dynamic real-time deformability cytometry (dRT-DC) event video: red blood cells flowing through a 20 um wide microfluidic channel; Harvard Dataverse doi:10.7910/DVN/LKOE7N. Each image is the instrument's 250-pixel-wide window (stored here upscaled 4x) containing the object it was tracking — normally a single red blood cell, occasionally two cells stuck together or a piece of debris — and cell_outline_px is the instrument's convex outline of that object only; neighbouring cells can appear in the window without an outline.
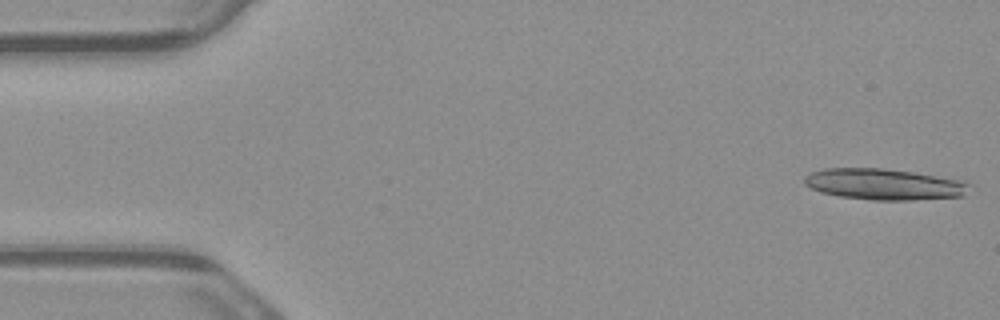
{"species": "common noctule bat (a hibernating species)", "species_latin": "Nyctalus noctula", "temperature_condition": "warm", "stored_images_in_passage": 4, "camera_frame_rate_fps": 3000, "um_per_image_px": 0.085, "animal": {"sex": "male", "body_mass_g": 23.1, "forearm_length_mm": 52.7}, "frame": {"image": 1, "passage_image": 1, "time_ms": 0.0, "image_size_px": [1000, 320], "cell_outline_px": [[972, 184], [964, 196], [912, 200], [872, 200], [840, 196], [820, 192], [804, 184], [804, 176], [812, 172], [824, 168], [880, 168], [912, 172], [964, 180]], "centroid_in_image_um": [75.17, 15.66], "position_along_channel_um": 9.8, "area_um2": 30.0}}